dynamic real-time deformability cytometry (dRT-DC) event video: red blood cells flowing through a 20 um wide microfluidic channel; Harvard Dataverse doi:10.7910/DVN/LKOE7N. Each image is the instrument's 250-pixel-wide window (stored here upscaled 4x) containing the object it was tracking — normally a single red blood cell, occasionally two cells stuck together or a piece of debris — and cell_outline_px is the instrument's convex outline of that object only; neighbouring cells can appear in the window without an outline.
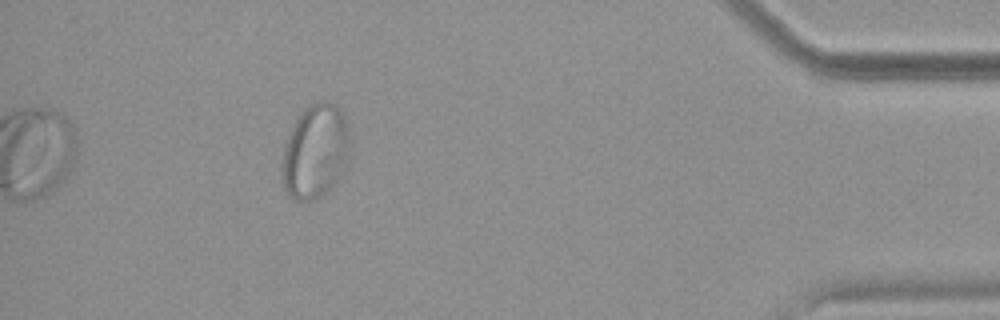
{"species": "common noctule bat (a hibernating species)", "species_latin": "Nyctalus noctula", "temperature_condition": "warm", "stored_images_in_passage": 32, "camera_frame_rate_fps": 3000, "um_per_image_px": 0.085, "animal": {"sex": "female", "body_mass_g": 18.4}, "frame": {"image": 1, "passage_image": 32, "time_ms": 10.333, "image_size_px": [1000, 320], "cell_outline_px": [[348, 152], [344, 164], [336, 184], [316, 200], [296, 200], [284, 188], [280, 168], [284, 144], [300, 112], [308, 104], [316, 100], [328, 100], [340, 108], [348, 128]], "centroid_in_image_um": [26.76, 12.85], "position_along_channel_um": 408.4, "area_um2": 37.28}}